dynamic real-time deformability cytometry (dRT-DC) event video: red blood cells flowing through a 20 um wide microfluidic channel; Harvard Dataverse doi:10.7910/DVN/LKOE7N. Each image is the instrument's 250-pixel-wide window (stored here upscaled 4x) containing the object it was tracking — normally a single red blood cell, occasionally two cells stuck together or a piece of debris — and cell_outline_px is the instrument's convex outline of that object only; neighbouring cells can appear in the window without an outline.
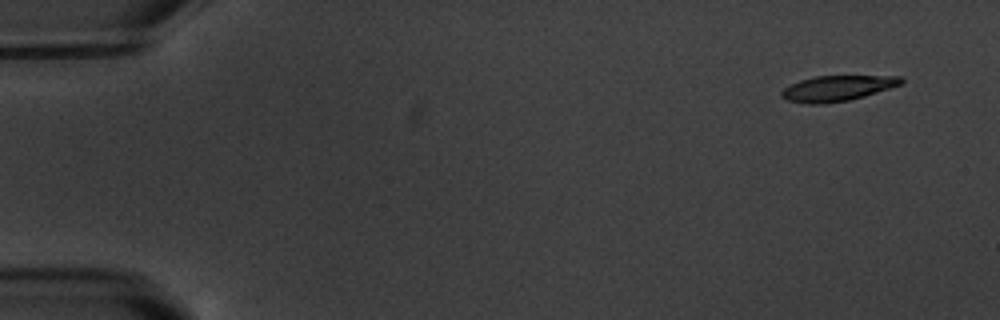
{"species": "common noctule bat (a hibernating species)", "species_latin": "Nyctalus noctula", "temperature_condition": "warm", "stored_images_in_passage": 4, "camera_frame_rate_fps": 3000, "um_per_image_px": 0.085, "animal": {"sex": "male", "body_mass_g": 20.1, "forearm_length_mm": 53.5}, "frame": {"image": 1, "passage_image": 1, "time_ms": 0.0, "image_size_px": [1000, 320], "cell_outline_px": [[904, 84], [864, 96], [848, 100], [824, 104], [808, 104], [788, 100], [780, 96], [780, 92], [784, 88], [800, 80], [816, 76], [900, 76], [904, 80]], "centroid_in_image_um": [71.18, 7.5], "position_along_channel_um": 13.8, "area_um2": 17.74}}